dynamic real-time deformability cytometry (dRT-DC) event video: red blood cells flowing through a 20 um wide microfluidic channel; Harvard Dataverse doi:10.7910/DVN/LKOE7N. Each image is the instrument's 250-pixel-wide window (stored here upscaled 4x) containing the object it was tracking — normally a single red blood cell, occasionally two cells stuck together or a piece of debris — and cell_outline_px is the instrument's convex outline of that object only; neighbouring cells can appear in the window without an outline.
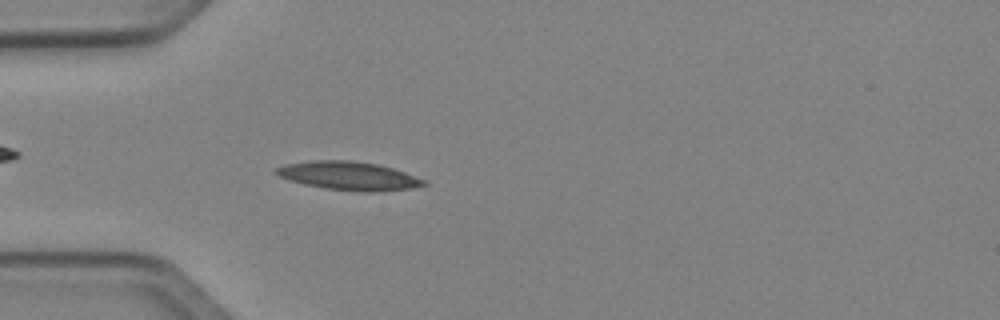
{"species": "Egyptian fruit bat (a non-hibernating species)", "species_latin": "Rousettus aegyptiacus", "temperature_condition": "cold", "stored_images_in_passage": 37, "camera_frame_rate_fps": 3000, "um_per_image_px": 0.085, "animal": {"sex": "female"}, "frame": {"image": 1, "passage_image": 2, "time_ms": 0.333, "image_size_px": [1000, 320], "cell_outline_px": [[428, 184], [412, 188], [372, 192], [360, 192], [324, 188], [304, 184], [288, 180], [280, 176], [276, 172], [276, 168], [284, 164], [308, 160], [348, 160], [376, 164], [392, 168], [404, 172], [424, 180]], "centroid_in_image_um": [29.61, 14.94], "position_along_channel_um": 55.4, "area_um2": 24.39}}
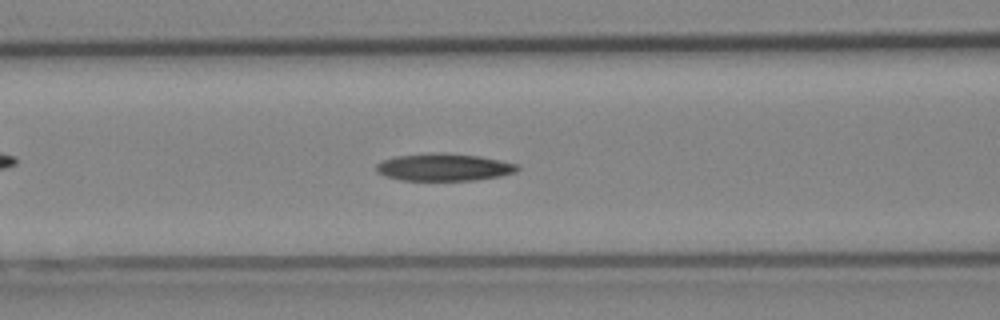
{"frame": {"image": 2, "passage_image": 8, "time_ms": 2.333, "image_size_px": [1000, 320], "cell_outline_px": [[520, 168], [516, 172], [500, 176], [476, 180], [400, 180], [384, 176], [376, 172], [376, 164], [384, 160], [396, 156], [428, 152], [444, 152], [480, 156], [516, 164]], "centroid_in_image_um": [37.7, 14.2], "position_along_channel_um": 128.9, "area_um2": 22.66}}
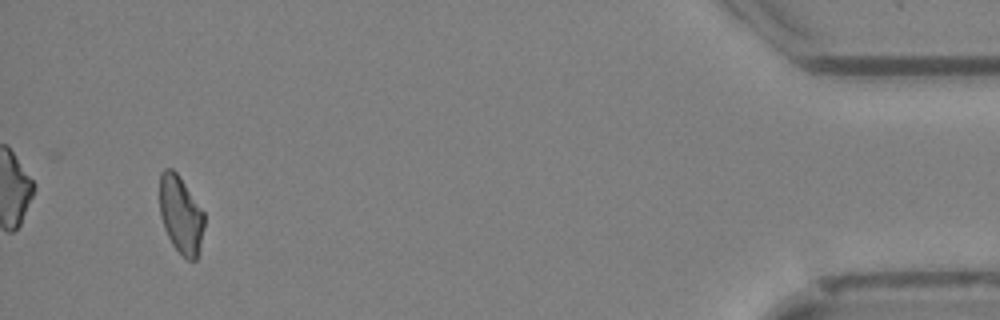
{"frame": {"image": 3, "passage_image": 35, "time_ms": 11.333, "image_size_px": [1000, 320], "cell_outline_px": [[204, 228], [196, 260], [188, 260], [172, 244], [164, 228], [160, 216], [160, 172], [164, 168], [172, 168], [176, 172], [204, 212]], "centroid_in_image_um": [15.35, 18.23], "position_along_channel_um": 419.8, "area_um2": 19.94}, "authors_computed_cell_mechanics": {"area_um2": 21.9062, "velocity_mm_per_s": 4.0446, "shape_relaxation_time_tau1_ms": 5.5833, "shape_relaxation_time_tau2_ms": null, "deformation_change_tau1": 0.1601, "deformation_change_tau2": null}}